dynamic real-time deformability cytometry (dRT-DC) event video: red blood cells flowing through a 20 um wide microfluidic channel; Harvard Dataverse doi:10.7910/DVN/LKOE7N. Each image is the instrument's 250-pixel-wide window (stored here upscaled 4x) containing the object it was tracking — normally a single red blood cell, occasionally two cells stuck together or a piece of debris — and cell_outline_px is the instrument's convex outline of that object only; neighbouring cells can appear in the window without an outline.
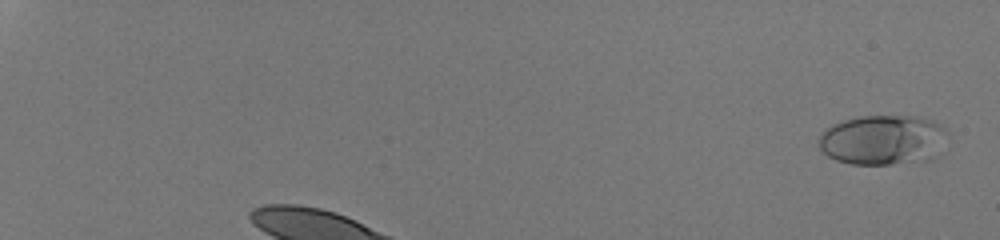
{"species": "human", "species_latin": "Homo sapiens", "temperature_condition": "room temperature", "stored_images_in_passage": 29, "camera_frame_rate_fps": 3000, "um_per_image_px": 0.085, "donor": {"sex": "male"}, "frame": {"image": 1, "passage_image": 2, "time_ms": 0.333, "image_size_px": [1000, 240], "cell_outline_px": [[948, 136], [936, 156], [932, 160], [892, 164], [852, 164], [836, 160], [828, 156], [820, 148], [820, 132], [832, 124], [844, 120], [860, 116], [920, 116], [936, 120], [948, 132]], "centroid_in_image_um": [75.1, 11.88], "position_along_channel_um": 9.9, "area_um2": 37.92}}
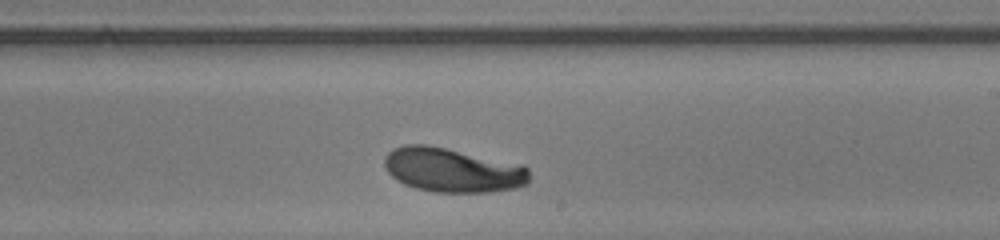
{"frame": {"image": 2, "passage_image": 19, "time_ms": 6.0, "image_size_px": [1000, 240], "cell_outline_px": [[528, 184], [516, 188], [488, 192], [432, 192], [416, 188], [404, 184], [396, 180], [384, 168], [384, 156], [392, 148], [404, 144], [424, 144], [524, 164], [528, 168]], "centroid_in_image_um": [38.45, 14.45], "position_along_channel_um": 250.6, "area_um2": 37.63}}
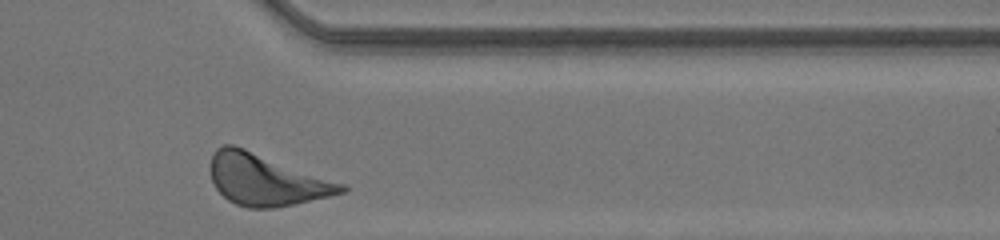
{"frame": {"image": 3, "passage_image": 29, "time_ms": 9.333, "image_size_px": [1000, 240], "cell_outline_px": [[348, 188], [344, 192], [328, 196], [292, 204], [272, 208], [248, 208], [236, 204], [228, 200], [216, 188], [212, 180], [208, 168], [212, 156], [216, 148], [224, 144], [232, 144], [244, 148], [348, 184]], "centroid_in_image_um": [22.61, 15.27], "position_along_channel_um": 388.8, "area_um2": 39.25}, "authors_computed_cell_mechanics": {"area_um2": 37.2232, "velocity_mm_per_s": 4.1472, "shape_relaxation_time_tau1_ms": 3.3578, "shape_relaxation_time_tau2_ms": null, "deformation_change_tau1": 0.1731, "deformation_change_tau2": null}}